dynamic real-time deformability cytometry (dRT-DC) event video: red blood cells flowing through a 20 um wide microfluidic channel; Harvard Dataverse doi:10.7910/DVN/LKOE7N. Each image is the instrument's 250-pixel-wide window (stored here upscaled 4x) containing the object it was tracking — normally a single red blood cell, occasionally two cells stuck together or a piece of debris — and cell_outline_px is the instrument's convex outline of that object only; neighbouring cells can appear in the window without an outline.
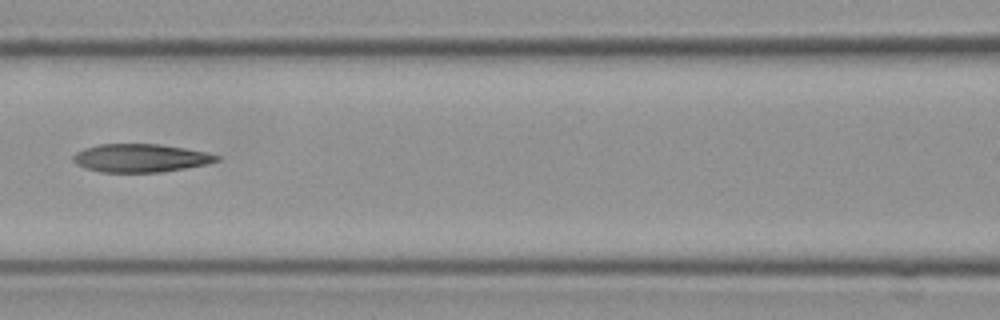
{"species": "Egyptian fruit bat (a non-hibernating species)", "species_latin": "Rousettus aegyptiacus", "temperature_condition": "cold", "stored_images_in_passage": 6, "camera_frame_rate_fps": 3000, "um_per_image_px": 0.085, "frame": {"image": 1, "passage_image": 6, "time_ms": 1.667, "image_size_px": [1000, 320], "cell_outline_px": [[220, 160], [208, 164], [160, 172], [100, 172], [84, 168], [76, 164], [72, 160], [72, 156], [76, 152], [84, 148], [100, 144], [160, 144], [184, 148], [204, 152], [220, 156]], "centroid_in_image_um": [11.91, 13.43], "position_along_channel_um": 154.7, "area_um2": 23.58}}